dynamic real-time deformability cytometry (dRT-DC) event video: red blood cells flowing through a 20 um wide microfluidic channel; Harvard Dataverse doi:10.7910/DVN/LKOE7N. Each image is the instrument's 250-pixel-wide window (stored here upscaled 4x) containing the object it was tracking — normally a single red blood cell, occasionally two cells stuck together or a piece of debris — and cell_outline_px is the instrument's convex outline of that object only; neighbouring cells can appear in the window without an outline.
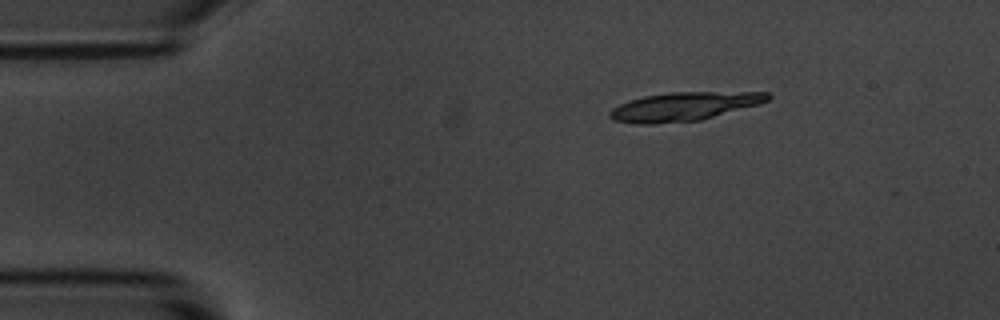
{"species": "common noctule bat (a hibernating species)", "species_latin": "Nyctalus noctula", "temperature_condition": "room temperature", "stored_images_in_passage": 5, "segment_of_instrument_passage": [2, 2], "camera_frame_rate_fps": 3000, "um_per_image_px": 0.085, "animal": {"sex": "male", "body_mass_g": 20.1, "forearm_length_mm": 53.5}, "frame": {"image": 1, "passage_image": 5, "time_ms": 5.667, "image_size_px": [1000, 320], "cell_outline_px": [[772, 96], [768, 100], [760, 104], [700, 120], [652, 124], [636, 124], [612, 120], [608, 116], [608, 112], [612, 108], [628, 100], [644, 96], [668, 92], [768, 92]], "centroid_in_image_um": [58.11, 9.05], "position_along_channel_um": 26.9, "area_um2": 26.47}}